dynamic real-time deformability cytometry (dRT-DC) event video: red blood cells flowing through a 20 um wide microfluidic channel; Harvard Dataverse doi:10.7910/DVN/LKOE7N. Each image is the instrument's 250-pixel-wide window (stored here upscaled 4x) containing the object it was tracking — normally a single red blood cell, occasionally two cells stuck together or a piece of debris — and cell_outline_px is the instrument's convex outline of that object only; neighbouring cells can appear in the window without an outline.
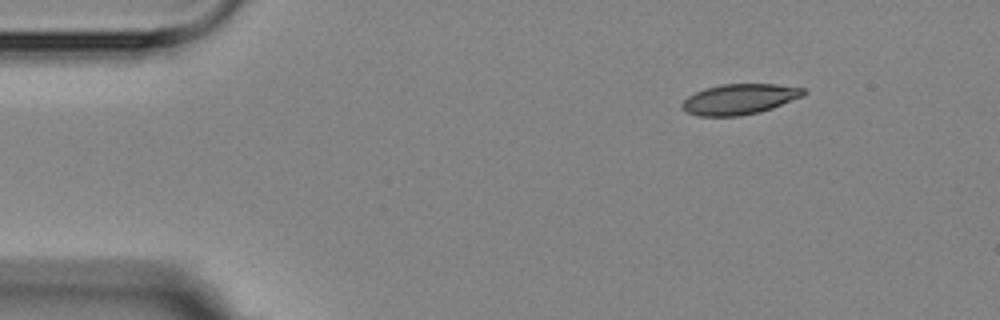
{"species": "Egyptian fruit bat (a non-hibernating species)", "species_latin": "Rousettus aegyptiacus", "temperature_condition": "room temperature", "stored_images_in_passage": 4, "camera_frame_rate_fps": 3000, "um_per_image_px": 0.085, "animal": {"sex": "female"}, "frame": {"image": 1, "passage_image": 1, "time_ms": 0.0, "image_size_px": [1000, 320], "cell_outline_px": [[808, 92], [800, 96], [772, 108], [760, 112], [740, 116], [696, 116], [680, 108], [680, 104], [688, 96], [704, 88], [720, 84], [776, 84], [804, 88]], "centroid_in_image_um": [62.81, 8.43], "position_along_channel_um": 22.2, "area_um2": 21.56}}
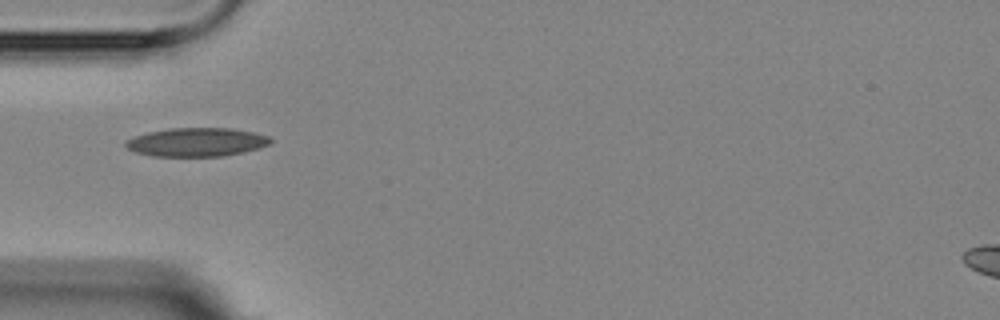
{"frame": {"image": 2, "passage_image": 4, "time_ms": 3.333, "image_size_px": [1000, 320], "cell_outline_px": [[272, 140], [268, 144], [244, 152], [224, 156], [152, 156], [136, 152], [128, 148], [124, 144], [124, 140], [148, 132], [168, 128], [232, 128], [252, 132], [268, 136]], "centroid_in_image_um": [16.68, 12.08], "position_along_channel_um": 68.3, "area_um2": 24.04}}